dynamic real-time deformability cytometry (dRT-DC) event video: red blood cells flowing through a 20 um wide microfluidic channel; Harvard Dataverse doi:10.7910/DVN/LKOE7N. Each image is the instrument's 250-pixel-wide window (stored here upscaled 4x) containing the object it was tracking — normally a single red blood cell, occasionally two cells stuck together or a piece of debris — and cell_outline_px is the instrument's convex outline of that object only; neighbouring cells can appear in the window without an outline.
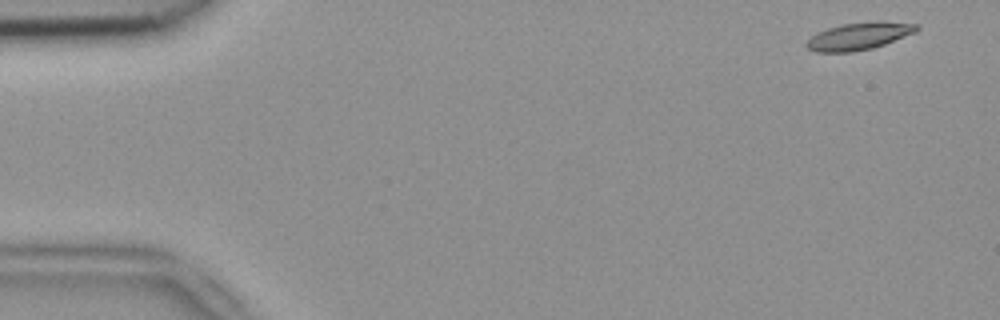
{"species": "common noctule bat (a hibernating species)", "species_latin": "Nyctalus noctula", "temperature_condition": "room temperature", "stored_images_in_passage": 51, "camera_frame_rate_fps": 3000, "um_per_image_px": 0.085, "animal": {"sex": "female", "body_mass_g": 18.4}, "frame": {"image": 1, "passage_image": 1, "time_ms": 0.0, "image_size_px": [1000, 320], "cell_outline_px": [[920, 28], [916, 32], [884, 44], [872, 48], [852, 52], [816, 52], [808, 48], [804, 44], [812, 36], [828, 28], [844, 24], [920, 24]], "centroid_in_image_um": [72.94, 3.13], "position_along_channel_um": 12.1, "area_um2": 16.42}}
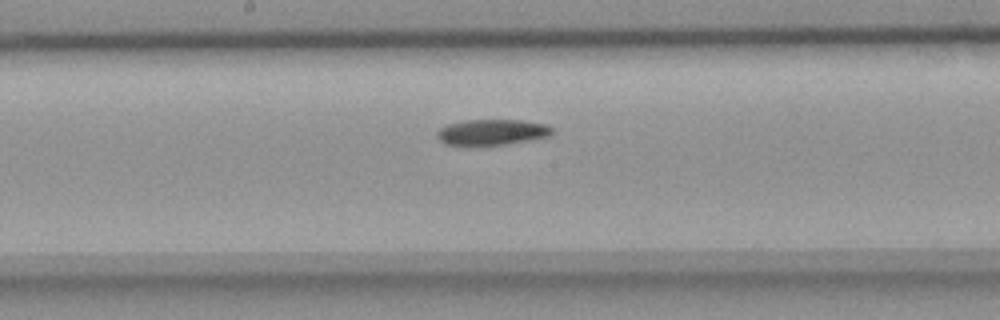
{"frame": {"image": 2, "passage_image": 26, "time_ms": 8.333, "image_size_px": [1000, 320], "cell_outline_px": [[552, 132], [548, 136], [532, 140], [508, 144], [444, 144], [436, 136], [436, 132], [440, 128], [448, 124], [464, 120], [520, 120], [548, 124], [552, 128]], "centroid_in_image_um": [41.84, 11.22], "position_along_channel_um": 206.4, "area_um2": 17.11}}
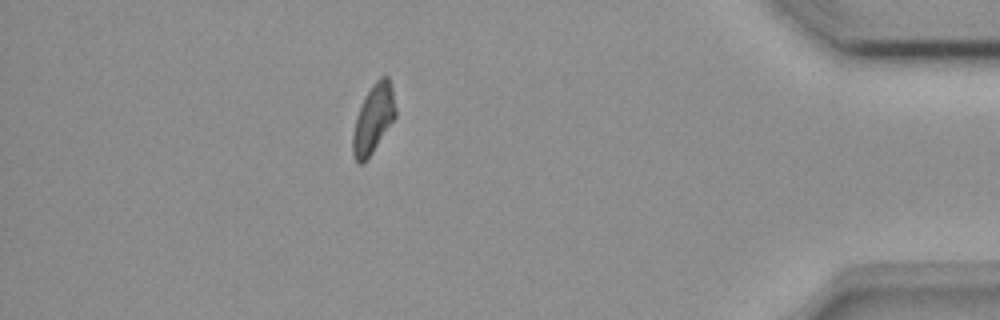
{"frame": {"image": 3, "passage_image": 45, "time_ms": 14.667, "image_size_px": [1000, 320], "cell_outline_px": [[396, 116], [372, 152], [360, 164], [356, 164], [352, 152], [352, 136], [356, 116], [364, 96], [372, 84], [380, 76], [388, 76], [392, 88], [396, 108]], "centroid_in_image_um": [31.72, 10.07], "position_along_channel_um": 403.5, "area_um2": 17.05}}